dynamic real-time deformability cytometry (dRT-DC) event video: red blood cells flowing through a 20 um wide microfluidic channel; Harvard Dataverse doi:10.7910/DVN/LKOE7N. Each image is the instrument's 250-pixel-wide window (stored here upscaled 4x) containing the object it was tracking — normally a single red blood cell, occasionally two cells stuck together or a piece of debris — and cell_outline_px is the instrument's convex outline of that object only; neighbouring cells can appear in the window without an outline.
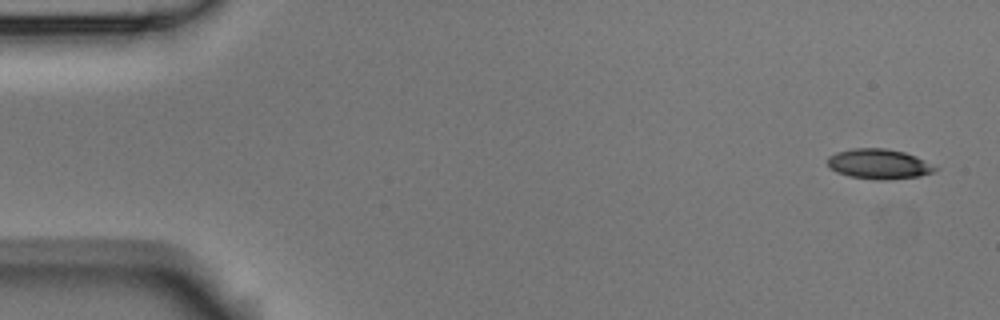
{"species": "Egyptian fruit bat (a non-hibernating species)", "species_latin": "Rousettus aegyptiacus", "temperature_condition": "room temperature", "stored_images_in_passage": 8, "camera_frame_rate_fps": 3000, "um_per_image_px": 0.085, "animal": {"sex": "male"}, "frame": {"image": 1, "passage_image": 1, "time_ms": 0.0, "image_size_px": [1000, 320], "cell_outline_px": [[940, 168], [936, 172], [920, 176], [884, 180], [880, 180], [848, 176], [836, 172], [828, 168], [828, 156], [836, 152], [852, 148], [884, 148], [904, 152], [916, 156]], "centroid_in_image_um": [74.71, 13.94], "position_along_channel_um": 10.3, "area_um2": 19.02}}
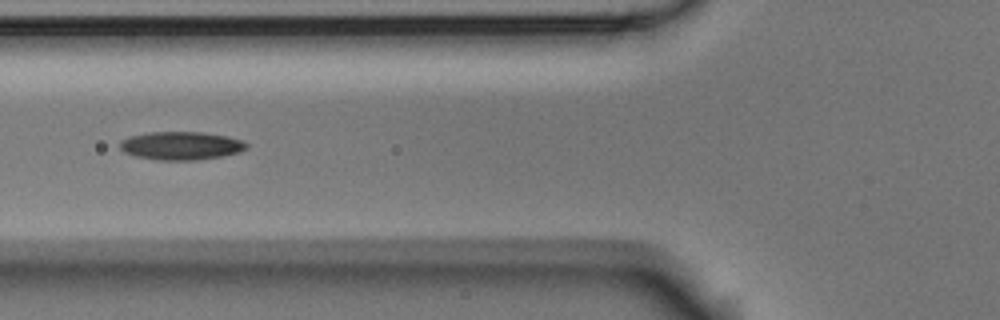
{"frame": {"image": 2, "passage_image": 6, "time_ms": 1.667, "image_size_px": [1000, 320], "cell_outline_px": [[248, 148], [240, 152], [220, 156], [196, 160], [160, 160], [136, 156], [124, 152], [120, 148], [120, 140], [128, 136], [148, 132], [204, 132], [228, 136], [244, 140], [248, 144]], "centroid_in_image_um": [15.41, 12.37], "position_along_channel_um": 110.4, "area_um2": 20.98}}
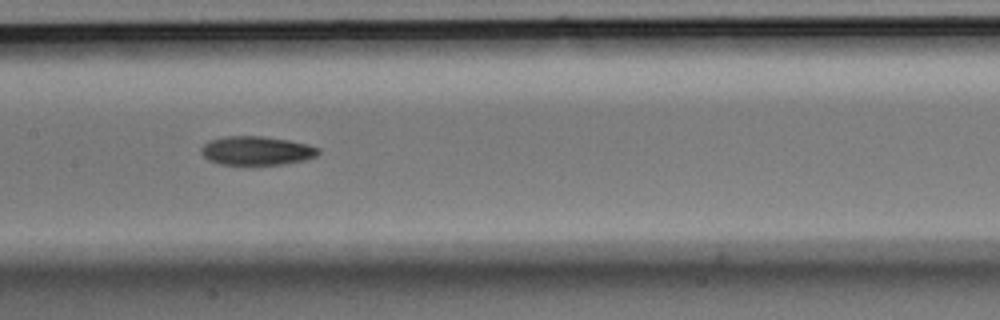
{"frame": {"image": 3, "passage_image": 8, "time_ms": 2.333, "image_size_px": [1000, 320], "cell_outline_px": [[320, 152], [316, 156], [304, 160], [284, 164], [252, 168], [220, 164], [208, 160], [200, 152], [200, 148], [208, 140], [224, 136], [264, 136], [288, 140], [308, 144], [320, 148]], "centroid_in_image_um": [21.78, 12.85], "position_along_channel_um": 185.6, "area_um2": 20.69}}